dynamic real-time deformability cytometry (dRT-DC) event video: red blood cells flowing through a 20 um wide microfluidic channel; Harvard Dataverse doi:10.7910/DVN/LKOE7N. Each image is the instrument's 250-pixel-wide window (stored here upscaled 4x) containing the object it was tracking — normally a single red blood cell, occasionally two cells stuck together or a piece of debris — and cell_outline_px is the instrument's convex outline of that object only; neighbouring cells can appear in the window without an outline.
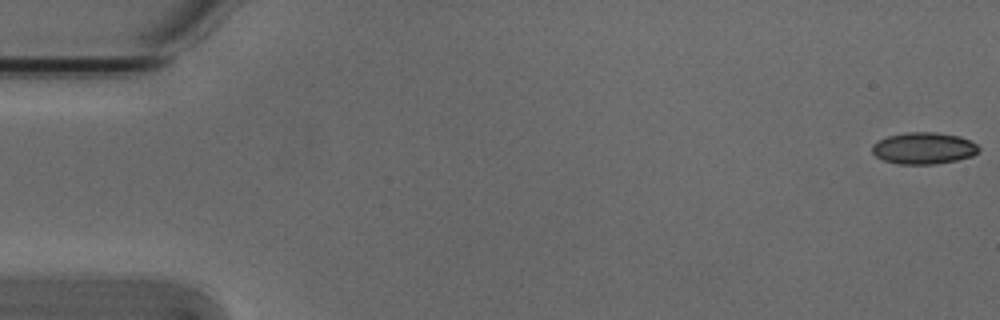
{"species": "Egyptian fruit bat (a non-hibernating species)", "species_latin": "Rousettus aegyptiacus", "temperature_condition": "cold", "stored_images_in_passage": 5, "camera_frame_rate_fps": 3000, "um_per_image_px": 0.085, "animal": {"sex": "male"}, "frame": {"image": 1, "passage_image": 1, "time_ms": 0.0, "image_size_px": [1000, 320], "cell_outline_px": [[980, 152], [972, 156], [956, 160], [936, 164], [900, 164], [884, 160], [876, 156], [872, 152], [872, 144], [888, 136], [904, 132], [936, 132], [960, 136], [976, 144], [980, 148]], "centroid_in_image_um": [78.53, 12.59], "position_along_channel_um": 6.5, "area_um2": 19.71}}
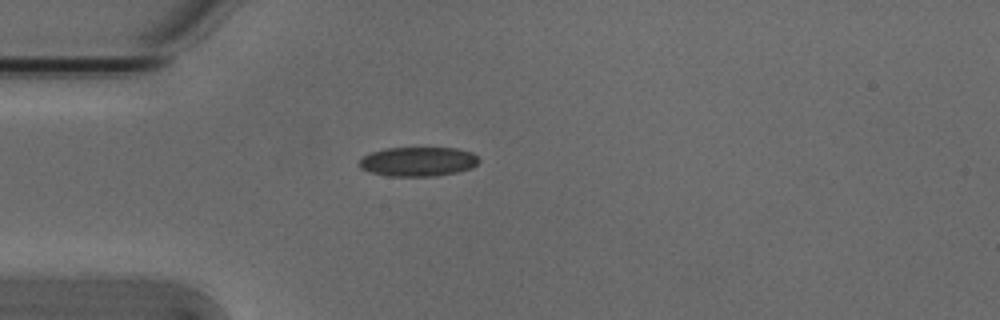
{"frame": {"image": 2, "passage_image": 5, "time_ms": 1.333, "image_size_px": [1000, 320], "cell_outline_px": [[480, 160], [472, 168], [456, 172], [436, 176], [392, 176], [372, 172], [360, 168], [360, 160], [364, 156], [372, 152], [388, 148], [456, 148], [472, 152]], "centroid_in_image_um": [35.57, 13.73], "position_along_channel_um": 49.4, "area_um2": 20.23}}